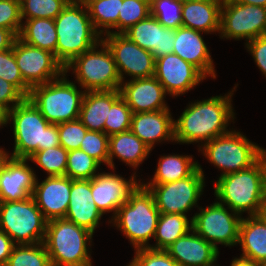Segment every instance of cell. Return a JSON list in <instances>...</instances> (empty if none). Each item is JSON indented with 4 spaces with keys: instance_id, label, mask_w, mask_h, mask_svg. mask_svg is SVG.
<instances>
[{
    "instance_id": "39",
    "label": "cell",
    "mask_w": 266,
    "mask_h": 266,
    "mask_svg": "<svg viewBox=\"0 0 266 266\" xmlns=\"http://www.w3.org/2000/svg\"><path fill=\"white\" fill-rule=\"evenodd\" d=\"M150 14V0H123L118 16V31L110 33H124Z\"/></svg>"
},
{
    "instance_id": "47",
    "label": "cell",
    "mask_w": 266,
    "mask_h": 266,
    "mask_svg": "<svg viewBox=\"0 0 266 266\" xmlns=\"http://www.w3.org/2000/svg\"><path fill=\"white\" fill-rule=\"evenodd\" d=\"M246 48L250 51L256 65L266 77V35L246 42Z\"/></svg>"
},
{
    "instance_id": "21",
    "label": "cell",
    "mask_w": 266,
    "mask_h": 266,
    "mask_svg": "<svg viewBox=\"0 0 266 266\" xmlns=\"http://www.w3.org/2000/svg\"><path fill=\"white\" fill-rule=\"evenodd\" d=\"M27 161L11 157L6 163L0 175V202L20 201L33 194L38 178Z\"/></svg>"
},
{
    "instance_id": "49",
    "label": "cell",
    "mask_w": 266,
    "mask_h": 266,
    "mask_svg": "<svg viewBox=\"0 0 266 266\" xmlns=\"http://www.w3.org/2000/svg\"><path fill=\"white\" fill-rule=\"evenodd\" d=\"M16 38L11 30L0 28V52L12 48Z\"/></svg>"
},
{
    "instance_id": "42",
    "label": "cell",
    "mask_w": 266,
    "mask_h": 266,
    "mask_svg": "<svg viewBox=\"0 0 266 266\" xmlns=\"http://www.w3.org/2000/svg\"><path fill=\"white\" fill-rule=\"evenodd\" d=\"M108 144L109 136L104 132L88 130L79 149L85 151L100 164L104 163L108 165Z\"/></svg>"
},
{
    "instance_id": "51",
    "label": "cell",
    "mask_w": 266,
    "mask_h": 266,
    "mask_svg": "<svg viewBox=\"0 0 266 266\" xmlns=\"http://www.w3.org/2000/svg\"><path fill=\"white\" fill-rule=\"evenodd\" d=\"M258 161L262 167L264 186H266V149L264 148L260 149Z\"/></svg>"
},
{
    "instance_id": "41",
    "label": "cell",
    "mask_w": 266,
    "mask_h": 266,
    "mask_svg": "<svg viewBox=\"0 0 266 266\" xmlns=\"http://www.w3.org/2000/svg\"><path fill=\"white\" fill-rule=\"evenodd\" d=\"M0 78L13 84L26 98L28 97L31 87L23 80L15 60L13 46L0 52Z\"/></svg>"
},
{
    "instance_id": "52",
    "label": "cell",
    "mask_w": 266,
    "mask_h": 266,
    "mask_svg": "<svg viewBox=\"0 0 266 266\" xmlns=\"http://www.w3.org/2000/svg\"><path fill=\"white\" fill-rule=\"evenodd\" d=\"M12 156L8 154V152H5L2 148H0V175L2 171L4 170L6 163L9 161V159Z\"/></svg>"
},
{
    "instance_id": "25",
    "label": "cell",
    "mask_w": 266,
    "mask_h": 266,
    "mask_svg": "<svg viewBox=\"0 0 266 266\" xmlns=\"http://www.w3.org/2000/svg\"><path fill=\"white\" fill-rule=\"evenodd\" d=\"M130 131L152 150L155 142L174 141V119L169 109L133 113Z\"/></svg>"
},
{
    "instance_id": "11",
    "label": "cell",
    "mask_w": 266,
    "mask_h": 266,
    "mask_svg": "<svg viewBox=\"0 0 266 266\" xmlns=\"http://www.w3.org/2000/svg\"><path fill=\"white\" fill-rule=\"evenodd\" d=\"M153 195L155 204L160 213L182 214L197 205L204 189V173L198 168L187 178L166 184H143Z\"/></svg>"
},
{
    "instance_id": "31",
    "label": "cell",
    "mask_w": 266,
    "mask_h": 266,
    "mask_svg": "<svg viewBox=\"0 0 266 266\" xmlns=\"http://www.w3.org/2000/svg\"><path fill=\"white\" fill-rule=\"evenodd\" d=\"M191 230L192 220H188L187 215L160 213L154 235L157 242L155 246L150 245L149 248L166 250L178 238L186 235Z\"/></svg>"
},
{
    "instance_id": "43",
    "label": "cell",
    "mask_w": 266,
    "mask_h": 266,
    "mask_svg": "<svg viewBox=\"0 0 266 266\" xmlns=\"http://www.w3.org/2000/svg\"><path fill=\"white\" fill-rule=\"evenodd\" d=\"M60 145L67 151L79 149L88 129L77 119L57 124Z\"/></svg>"
},
{
    "instance_id": "22",
    "label": "cell",
    "mask_w": 266,
    "mask_h": 266,
    "mask_svg": "<svg viewBox=\"0 0 266 266\" xmlns=\"http://www.w3.org/2000/svg\"><path fill=\"white\" fill-rule=\"evenodd\" d=\"M103 216L91 193V180L71 179L70 202L65 219L95 232Z\"/></svg>"
},
{
    "instance_id": "48",
    "label": "cell",
    "mask_w": 266,
    "mask_h": 266,
    "mask_svg": "<svg viewBox=\"0 0 266 266\" xmlns=\"http://www.w3.org/2000/svg\"><path fill=\"white\" fill-rule=\"evenodd\" d=\"M15 245L11 238L0 229V266H6Z\"/></svg>"
},
{
    "instance_id": "12",
    "label": "cell",
    "mask_w": 266,
    "mask_h": 266,
    "mask_svg": "<svg viewBox=\"0 0 266 266\" xmlns=\"http://www.w3.org/2000/svg\"><path fill=\"white\" fill-rule=\"evenodd\" d=\"M219 33L220 38L246 41L266 35V8L223 0Z\"/></svg>"
},
{
    "instance_id": "15",
    "label": "cell",
    "mask_w": 266,
    "mask_h": 266,
    "mask_svg": "<svg viewBox=\"0 0 266 266\" xmlns=\"http://www.w3.org/2000/svg\"><path fill=\"white\" fill-rule=\"evenodd\" d=\"M104 35L106 38L101 37V39L114 56L122 82H124V74L131 76L132 80L154 76L156 59L150 51L139 47L123 33Z\"/></svg>"
},
{
    "instance_id": "45",
    "label": "cell",
    "mask_w": 266,
    "mask_h": 266,
    "mask_svg": "<svg viewBox=\"0 0 266 266\" xmlns=\"http://www.w3.org/2000/svg\"><path fill=\"white\" fill-rule=\"evenodd\" d=\"M22 24L20 0H0V28L11 30L18 37Z\"/></svg>"
},
{
    "instance_id": "34",
    "label": "cell",
    "mask_w": 266,
    "mask_h": 266,
    "mask_svg": "<svg viewBox=\"0 0 266 266\" xmlns=\"http://www.w3.org/2000/svg\"><path fill=\"white\" fill-rule=\"evenodd\" d=\"M6 266H51L44 243L15 245Z\"/></svg>"
},
{
    "instance_id": "56",
    "label": "cell",
    "mask_w": 266,
    "mask_h": 266,
    "mask_svg": "<svg viewBox=\"0 0 266 266\" xmlns=\"http://www.w3.org/2000/svg\"><path fill=\"white\" fill-rule=\"evenodd\" d=\"M71 1L74 3L80 4V5L86 6L93 0H71Z\"/></svg>"
},
{
    "instance_id": "50",
    "label": "cell",
    "mask_w": 266,
    "mask_h": 266,
    "mask_svg": "<svg viewBox=\"0 0 266 266\" xmlns=\"http://www.w3.org/2000/svg\"><path fill=\"white\" fill-rule=\"evenodd\" d=\"M231 266H262V264L240 256L232 260Z\"/></svg>"
},
{
    "instance_id": "24",
    "label": "cell",
    "mask_w": 266,
    "mask_h": 266,
    "mask_svg": "<svg viewBox=\"0 0 266 266\" xmlns=\"http://www.w3.org/2000/svg\"><path fill=\"white\" fill-rule=\"evenodd\" d=\"M201 31L179 27L175 30L173 53L198 68L206 77L216 78L213 60Z\"/></svg>"
},
{
    "instance_id": "32",
    "label": "cell",
    "mask_w": 266,
    "mask_h": 266,
    "mask_svg": "<svg viewBox=\"0 0 266 266\" xmlns=\"http://www.w3.org/2000/svg\"><path fill=\"white\" fill-rule=\"evenodd\" d=\"M192 160V156L188 155L162 156L152 181L146 184H166L187 178L198 168L199 163Z\"/></svg>"
},
{
    "instance_id": "10",
    "label": "cell",
    "mask_w": 266,
    "mask_h": 266,
    "mask_svg": "<svg viewBox=\"0 0 266 266\" xmlns=\"http://www.w3.org/2000/svg\"><path fill=\"white\" fill-rule=\"evenodd\" d=\"M202 150L204 156L217 166L223 173L243 171L258 162L261 147L250 142L246 136L237 131H230L224 135L204 142Z\"/></svg>"
},
{
    "instance_id": "26",
    "label": "cell",
    "mask_w": 266,
    "mask_h": 266,
    "mask_svg": "<svg viewBox=\"0 0 266 266\" xmlns=\"http://www.w3.org/2000/svg\"><path fill=\"white\" fill-rule=\"evenodd\" d=\"M220 0H183L182 27L201 32L220 31Z\"/></svg>"
},
{
    "instance_id": "28",
    "label": "cell",
    "mask_w": 266,
    "mask_h": 266,
    "mask_svg": "<svg viewBox=\"0 0 266 266\" xmlns=\"http://www.w3.org/2000/svg\"><path fill=\"white\" fill-rule=\"evenodd\" d=\"M152 151L130 130L109 137L108 166L115 169L113 158L116 156L131 167L136 168Z\"/></svg>"
},
{
    "instance_id": "35",
    "label": "cell",
    "mask_w": 266,
    "mask_h": 266,
    "mask_svg": "<svg viewBox=\"0 0 266 266\" xmlns=\"http://www.w3.org/2000/svg\"><path fill=\"white\" fill-rule=\"evenodd\" d=\"M68 151L60 146L35 152L28 160L39 165L51 176H65Z\"/></svg>"
},
{
    "instance_id": "36",
    "label": "cell",
    "mask_w": 266,
    "mask_h": 266,
    "mask_svg": "<svg viewBox=\"0 0 266 266\" xmlns=\"http://www.w3.org/2000/svg\"><path fill=\"white\" fill-rule=\"evenodd\" d=\"M101 164L81 149L68 151L65 176L75 179L91 180Z\"/></svg>"
},
{
    "instance_id": "17",
    "label": "cell",
    "mask_w": 266,
    "mask_h": 266,
    "mask_svg": "<svg viewBox=\"0 0 266 266\" xmlns=\"http://www.w3.org/2000/svg\"><path fill=\"white\" fill-rule=\"evenodd\" d=\"M134 176L128 181L122 176L113 173H97L91 179L92 198L97 208L102 212H112L113 216L129 198L130 194L137 188L139 182L135 181Z\"/></svg>"
},
{
    "instance_id": "23",
    "label": "cell",
    "mask_w": 266,
    "mask_h": 266,
    "mask_svg": "<svg viewBox=\"0 0 266 266\" xmlns=\"http://www.w3.org/2000/svg\"><path fill=\"white\" fill-rule=\"evenodd\" d=\"M191 231L178 238L166 251L179 266H212L217 261L219 250L193 229Z\"/></svg>"
},
{
    "instance_id": "18",
    "label": "cell",
    "mask_w": 266,
    "mask_h": 266,
    "mask_svg": "<svg viewBox=\"0 0 266 266\" xmlns=\"http://www.w3.org/2000/svg\"><path fill=\"white\" fill-rule=\"evenodd\" d=\"M71 178L51 176L36 180L32 197L47 221L65 218L70 202Z\"/></svg>"
},
{
    "instance_id": "53",
    "label": "cell",
    "mask_w": 266,
    "mask_h": 266,
    "mask_svg": "<svg viewBox=\"0 0 266 266\" xmlns=\"http://www.w3.org/2000/svg\"><path fill=\"white\" fill-rule=\"evenodd\" d=\"M231 2L243 3L248 5H257L266 8V0H229Z\"/></svg>"
},
{
    "instance_id": "14",
    "label": "cell",
    "mask_w": 266,
    "mask_h": 266,
    "mask_svg": "<svg viewBox=\"0 0 266 266\" xmlns=\"http://www.w3.org/2000/svg\"><path fill=\"white\" fill-rule=\"evenodd\" d=\"M13 52L23 80L32 88L58 79L65 73L64 66L47 50L33 47L18 37Z\"/></svg>"
},
{
    "instance_id": "6",
    "label": "cell",
    "mask_w": 266,
    "mask_h": 266,
    "mask_svg": "<svg viewBox=\"0 0 266 266\" xmlns=\"http://www.w3.org/2000/svg\"><path fill=\"white\" fill-rule=\"evenodd\" d=\"M263 171L259 161L243 171L220 176L214 194L219 203L241 216H256L264 200Z\"/></svg>"
},
{
    "instance_id": "3",
    "label": "cell",
    "mask_w": 266,
    "mask_h": 266,
    "mask_svg": "<svg viewBox=\"0 0 266 266\" xmlns=\"http://www.w3.org/2000/svg\"><path fill=\"white\" fill-rule=\"evenodd\" d=\"M54 22L57 33L56 59L64 67L102 40L93 27L86 6L70 1Z\"/></svg>"
},
{
    "instance_id": "19",
    "label": "cell",
    "mask_w": 266,
    "mask_h": 266,
    "mask_svg": "<svg viewBox=\"0 0 266 266\" xmlns=\"http://www.w3.org/2000/svg\"><path fill=\"white\" fill-rule=\"evenodd\" d=\"M119 90L132 113L169 109L164 100L166 91L154 76L122 82Z\"/></svg>"
},
{
    "instance_id": "29",
    "label": "cell",
    "mask_w": 266,
    "mask_h": 266,
    "mask_svg": "<svg viewBox=\"0 0 266 266\" xmlns=\"http://www.w3.org/2000/svg\"><path fill=\"white\" fill-rule=\"evenodd\" d=\"M238 243L241 245V257L263 264L266 262V223L258 216L242 218Z\"/></svg>"
},
{
    "instance_id": "54",
    "label": "cell",
    "mask_w": 266,
    "mask_h": 266,
    "mask_svg": "<svg viewBox=\"0 0 266 266\" xmlns=\"http://www.w3.org/2000/svg\"><path fill=\"white\" fill-rule=\"evenodd\" d=\"M258 216L264 223H266V201L263 200V203L261 204L258 214Z\"/></svg>"
},
{
    "instance_id": "46",
    "label": "cell",
    "mask_w": 266,
    "mask_h": 266,
    "mask_svg": "<svg viewBox=\"0 0 266 266\" xmlns=\"http://www.w3.org/2000/svg\"><path fill=\"white\" fill-rule=\"evenodd\" d=\"M25 98L26 97L13 84L0 78V106L2 108L9 112ZM9 104H11V106Z\"/></svg>"
},
{
    "instance_id": "30",
    "label": "cell",
    "mask_w": 266,
    "mask_h": 266,
    "mask_svg": "<svg viewBox=\"0 0 266 266\" xmlns=\"http://www.w3.org/2000/svg\"><path fill=\"white\" fill-rule=\"evenodd\" d=\"M18 38L28 45L50 51L56 57L57 33L54 19L26 20Z\"/></svg>"
},
{
    "instance_id": "40",
    "label": "cell",
    "mask_w": 266,
    "mask_h": 266,
    "mask_svg": "<svg viewBox=\"0 0 266 266\" xmlns=\"http://www.w3.org/2000/svg\"><path fill=\"white\" fill-rule=\"evenodd\" d=\"M132 110L120 96L112 105L104 125V133L109 137L130 130Z\"/></svg>"
},
{
    "instance_id": "5",
    "label": "cell",
    "mask_w": 266,
    "mask_h": 266,
    "mask_svg": "<svg viewBox=\"0 0 266 266\" xmlns=\"http://www.w3.org/2000/svg\"><path fill=\"white\" fill-rule=\"evenodd\" d=\"M93 233L65 218L47 221L44 245L51 266H92L87 242Z\"/></svg>"
},
{
    "instance_id": "4",
    "label": "cell",
    "mask_w": 266,
    "mask_h": 266,
    "mask_svg": "<svg viewBox=\"0 0 266 266\" xmlns=\"http://www.w3.org/2000/svg\"><path fill=\"white\" fill-rule=\"evenodd\" d=\"M159 216L152 193L140 182L109 222L113 221L137 250L150 247L148 241L154 238Z\"/></svg>"
},
{
    "instance_id": "8",
    "label": "cell",
    "mask_w": 266,
    "mask_h": 266,
    "mask_svg": "<svg viewBox=\"0 0 266 266\" xmlns=\"http://www.w3.org/2000/svg\"><path fill=\"white\" fill-rule=\"evenodd\" d=\"M98 46V47H97ZM101 50H97V48ZM65 73L74 69L76 80L86 91L119 90V77L114 56L106 43L101 40L87 52L75 57L65 67Z\"/></svg>"
},
{
    "instance_id": "27",
    "label": "cell",
    "mask_w": 266,
    "mask_h": 266,
    "mask_svg": "<svg viewBox=\"0 0 266 266\" xmlns=\"http://www.w3.org/2000/svg\"><path fill=\"white\" fill-rule=\"evenodd\" d=\"M121 96L120 90L86 91L79 120L90 131L104 132L111 105Z\"/></svg>"
},
{
    "instance_id": "57",
    "label": "cell",
    "mask_w": 266,
    "mask_h": 266,
    "mask_svg": "<svg viewBox=\"0 0 266 266\" xmlns=\"http://www.w3.org/2000/svg\"><path fill=\"white\" fill-rule=\"evenodd\" d=\"M264 188H265L264 200L266 201V186H264Z\"/></svg>"
},
{
    "instance_id": "33",
    "label": "cell",
    "mask_w": 266,
    "mask_h": 266,
    "mask_svg": "<svg viewBox=\"0 0 266 266\" xmlns=\"http://www.w3.org/2000/svg\"><path fill=\"white\" fill-rule=\"evenodd\" d=\"M122 2L123 0H93L86 5L93 27L100 35L110 33V28L118 30Z\"/></svg>"
},
{
    "instance_id": "44",
    "label": "cell",
    "mask_w": 266,
    "mask_h": 266,
    "mask_svg": "<svg viewBox=\"0 0 266 266\" xmlns=\"http://www.w3.org/2000/svg\"><path fill=\"white\" fill-rule=\"evenodd\" d=\"M133 266H179L166 250L140 248L135 250Z\"/></svg>"
},
{
    "instance_id": "20",
    "label": "cell",
    "mask_w": 266,
    "mask_h": 266,
    "mask_svg": "<svg viewBox=\"0 0 266 266\" xmlns=\"http://www.w3.org/2000/svg\"><path fill=\"white\" fill-rule=\"evenodd\" d=\"M123 34L139 47L150 51L155 59L173 53L175 30L164 27L151 14Z\"/></svg>"
},
{
    "instance_id": "55",
    "label": "cell",
    "mask_w": 266,
    "mask_h": 266,
    "mask_svg": "<svg viewBox=\"0 0 266 266\" xmlns=\"http://www.w3.org/2000/svg\"><path fill=\"white\" fill-rule=\"evenodd\" d=\"M7 123V111L0 106V126H6Z\"/></svg>"
},
{
    "instance_id": "38",
    "label": "cell",
    "mask_w": 266,
    "mask_h": 266,
    "mask_svg": "<svg viewBox=\"0 0 266 266\" xmlns=\"http://www.w3.org/2000/svg\"><path fill=\"white\" fill-rule=\"evenodd\" d=\"M182 0H150L151 15L166 28L182 27Z\"/></svg>"
},
{
    "instance_id": "2",
    "label": "cell",
    "mask_w": 266,
    "mask_h": 266,
    "mask_svg": "<svg viewBox=\"0 0 266 266\" xmlns=\"http://www.w3.org/2000/svg\"><path fill=\"white\" fill-rule=\"evenodd\" d=\"M13 121V158L29 159L35 152L60 146L57 124H50L40 110L25 98L7 112V122Z\"/></svg>"
},
{
    "instance_id": "13",
    "label": "cell",
    "mask_w": 266,
    "mask_h": 266,
    "mask_svg": "<svg viewBox=\"0 0 266 266\" xmlns=\"http://www.w3.org/2000/svg\"><path fill=\"white\" fill-rule=\"evenodd\" d=\"M218 201L207 208H199L192 218V229L216 249L217 244L234 246L238 244L241 216L232 210L231 214Z\"/></svg>"
},
{
    "instance_id": "7",
    "label": "cell",
    "mask_w": 266,
    "mask_h": 266,
    "mask_svg": "<svg viewBox=\"0 0 266 266\" xmlns=\"http://www.w3.org/2000/svg\"><path fill=\"white\" fill-rule=\"evenodd\" d=\"M65 76L66 73L56 80L33 86L27 97L50 124L79 119L85 91L77 90L75 83Z\"/></svg>"
},
{
    "instance_id": "16",
    "label": "cell",
    "mask_w": 266,
    "mask_h": 266,
    "mask_svg": "<svg viewBox=\"0 0 266 266\" xmlns=\"http://www.w3.org/2000/svg\"><path fill=\"white\" fill-rule=\"evenodd\" d=\"M154 77L173 97L185 94L206 78L198 68L174 53L156 58Z\"/></svg>"
},
{
    "instance_id": "1",
    "label": "cell",
    "mask_w": 266,
    "mask_h": 266,
    "mask_svg": "<svg viewBox=\"0 0 266 266\" xmlns=\"http://www.w3.org/2000/svg\"><path fill=\"white\" fill-rule=\"evenodd\" d=\"M214 96L188 105L174 121V141L177 143L208 142L228 132L227 126L234 119L231 96Z\"/></svg>"
},
{
    "instance_id": "37",
    "label": "cell",
    "mask_w": 266,
    "mask_h": 266,
    "mask_svg": "<svg viewBox=\"0 0 266 266\" xmlns=\"http://www.w3.org/2000/svg\"><path fill=\"white\" fill-rule=\"evenodd\" d=\"M71 0H20L21 19H55Z\"/></svg>"
},
{
    "instance_id": "9",
    "label": "cell",
    "mask_w": 266,
    "mask_h": 266,
    "mask_svg": "<svg viewBox=\"0 0 266 266\" xmlns=\"http://www.w3.org/2000/svg\"><path fill=\"white\" fill-rule=\"evenodd\" d=\"M47 220L31 196L20 201L0 202V229L16 245L43 243Z\"/></svg>"
}]
</instances>
